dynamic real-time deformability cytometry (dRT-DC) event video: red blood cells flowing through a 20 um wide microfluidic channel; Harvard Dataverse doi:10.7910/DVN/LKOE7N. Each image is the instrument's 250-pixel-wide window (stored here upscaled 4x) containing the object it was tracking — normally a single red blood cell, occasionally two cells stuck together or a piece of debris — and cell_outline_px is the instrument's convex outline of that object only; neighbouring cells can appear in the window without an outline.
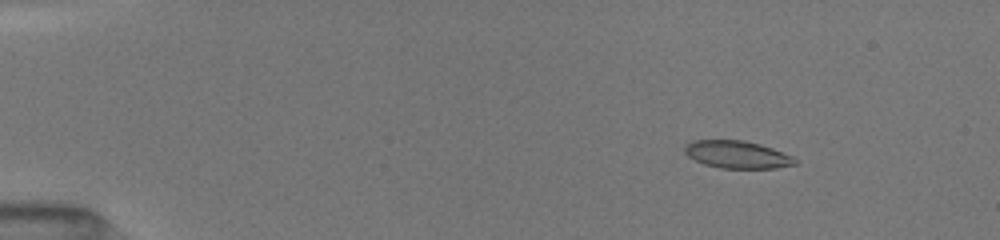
{"species": "common noctule bat (a hibernating species)", "species_latin": "Nyctalus noctula", "temperature_condition": "room temperature", "stored_images_in_passage": 24, "camera_frame_rate_fps": 3000, "um_per_image_px": 0.085, "animal": {"sex": "female", "body_mass_g": 19.5, "forearm_length_mm": 54.1}, "frame": {"image": 1, "passage_image": 3, "time_ms": 1.0, "image_size_px": [1000, 240], "cell_outline_px": [[796, 164], [776, 168], [720, 168], [704, 164], [688, 156], [684, 152], [684, 148], [692, 140], [744, 140], [760, 144], [772, 148], [792, 156], [796, 160]], "centroid_in_image_um": [62.65, 13.13], "position_along_channel_um": 22.3, "area_um2": 17.57}}
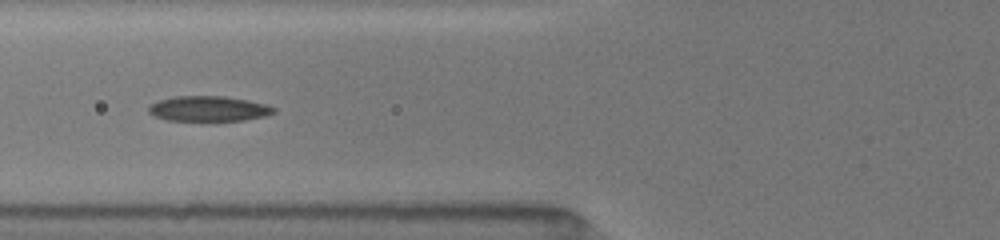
{"frame": {"image": 2, "passage_image": 13, "time_ms": 5.667, "image_size_px": [1000, 240], "cell_outline_px": [[276, 112], [264, 116], [244, 120], [164, 120], [148, 112], [148, 104], [160, 100], [176, 96], [224, 96], [248, 100], [268, 104], [276, 108]], "centroid_in_image_um": [17.74, 9.23], "position_along_channel_um": 108.1, "area_um2": 18.38}}
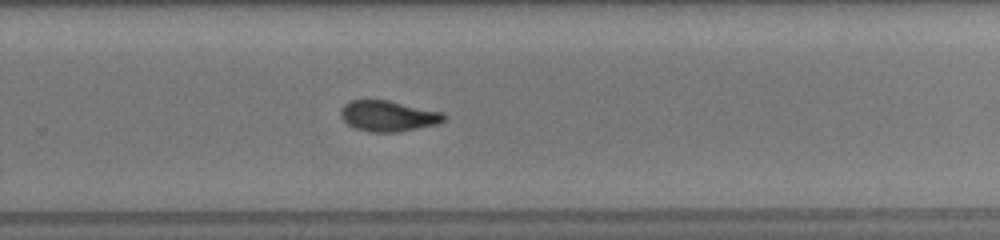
{"frame": {"image": 3, "passage_image": 24, "time_ms": 10.333, "image_size_px": [1000, 240], "cell_outline_px": [[448, 116], [444, 120], [436, 124], [400, 132], [368, 132], [356, 128], [348, 124], [340, 116], [340, 108], [348, 100], [388, 100], [444, 112]], "centroid_in_image_um": [33.0, 9.85], "position_along_channel_um": 296.8, "area_um2": 18.67}}